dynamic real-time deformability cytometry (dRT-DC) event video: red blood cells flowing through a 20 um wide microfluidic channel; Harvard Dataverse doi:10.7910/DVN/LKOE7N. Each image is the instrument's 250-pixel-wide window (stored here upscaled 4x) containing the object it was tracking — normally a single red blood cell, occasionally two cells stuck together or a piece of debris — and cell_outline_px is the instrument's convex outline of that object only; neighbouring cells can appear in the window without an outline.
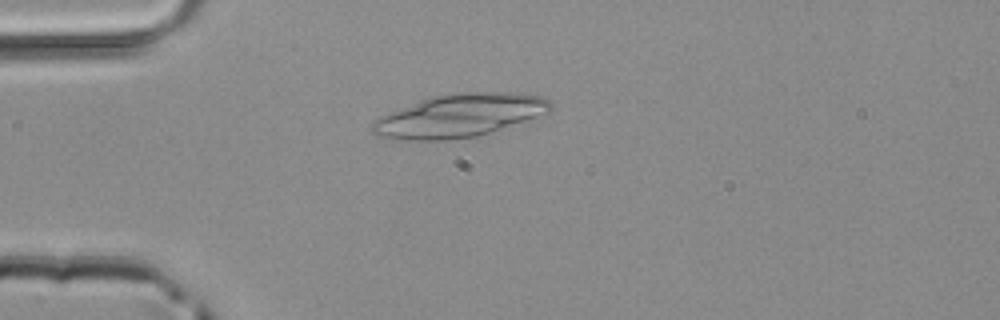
{"species": "common noctule bat (a hibernating species)", "species_latin": "Nyctalus noctula", "temperature_condition": "room temperature", "stored_images_in_passage": 25, "camera_frame_rate_fps": 3000, "um_per_image_px": 0.085, "animal": {"sex": "male", "body_mass_g": 20.4}, "frame": {"image": 1, "passage_image": 4, "time_ms": 1.0, "image_size_px": [1000, 320], "cell_outline_px": [[552, 112], [476, 136], [448, 140], [392, 140], [376, 136], [372, 132], [372, 124], [380, 116], [424, 100], [436, 96], [468, 92], [516, 92], [544, 96], [552, 104]], "centroid_in_image_um": [39.1, 9.84], "position_along_channel_um": 45.9, "area_um2": 44.27}}
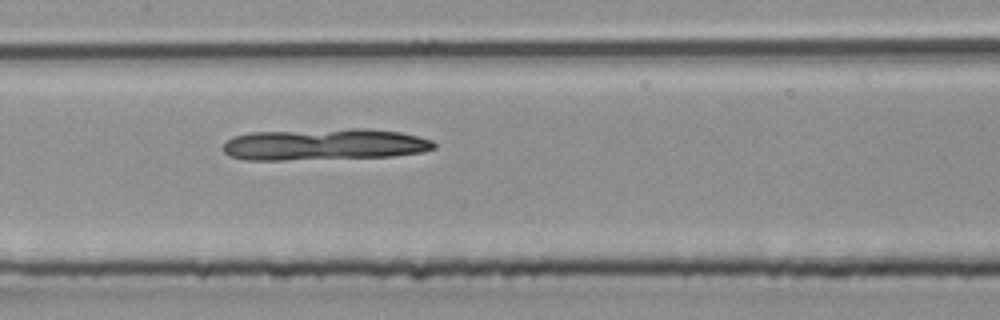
{"frame": {"image": 2, "passage_image": 15, "time_ms": 4.667, "image_size_px": [1000, 320], "cell_outline_px": [[436, 148], [420, 152], [392, 156], [284, 160], [244, 160], [228, 156], [220, 148], [228, 140], [236, 136], [252, 132], [352, 128], [368, 128], [400, 132], [432, 140], [436, 144]], "centroid_in_image_um": [27.55, 12.27], "position_along_channel_um": 179.9, "area_um2": 38.96}}
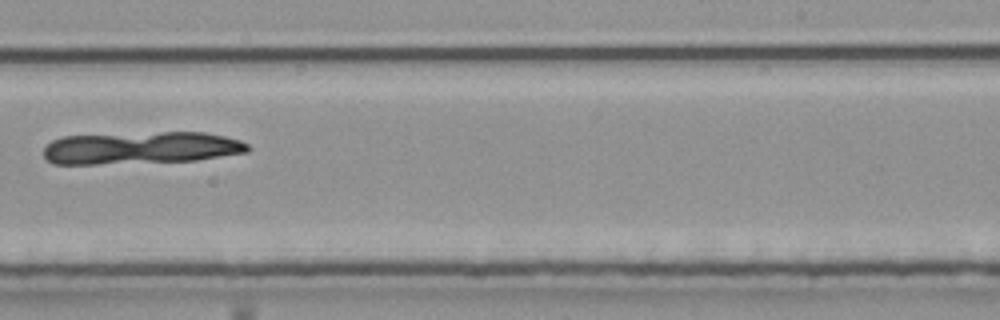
{"frame": {"image": 3, "passage_image": 22, "time_ms": 7.0, "image_size_px": [1000, 320], "cell_outline_px": [[252, 148], [248, 152], [196, 160], [96, 164], [52, 164], [44, 156], [44, 148], [52, 140], [64, 136], [160, 132], [204, 132], [224, 136], [240, 140], [248, 144]], "centroid_in_image_um": [12.0, 12.57], "position_along_channel_um": 277.0, "area_um2": 38.44}}